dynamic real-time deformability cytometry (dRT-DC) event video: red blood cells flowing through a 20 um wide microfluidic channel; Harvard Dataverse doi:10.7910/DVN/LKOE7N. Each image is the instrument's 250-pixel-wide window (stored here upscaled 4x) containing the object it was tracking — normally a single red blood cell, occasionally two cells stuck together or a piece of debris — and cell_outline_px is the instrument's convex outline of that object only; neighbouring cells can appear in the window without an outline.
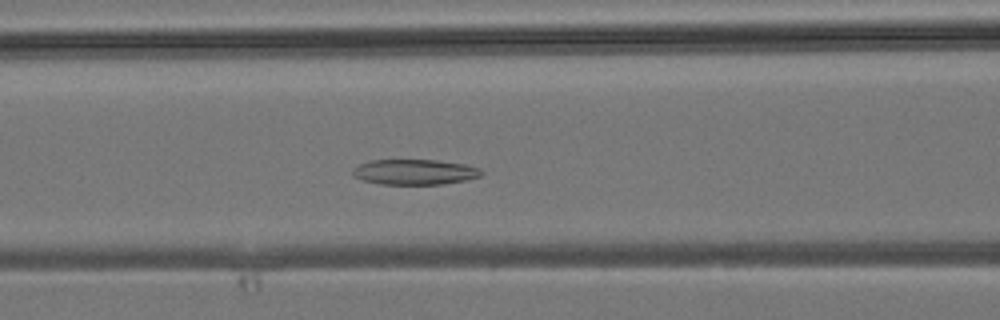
{"species": "common noctule bat (a hibernating species)", "species_latin": "Nyctalus noctula", "temperature_condition": "room temperature", "stored_images_in_passage": 39, "camera_frame_rate_fps": 3000, "um_per_image_px": 0.085, "animal": {"sex": "male", "body_mass_g": 19.2, "forearm_length_mm": 51.8}, "frame": {"image": 1, "passage_image": 15, "time_ms": 4.667, "image_size_px": [1000, 320], "cell_outline_px": [[484, 172], [480, 176], [468, 180], [444, 184], [380, 184], [364, 180], [352, 176], [352, 168], [368, 160], [436, 160], [464, 164], [480, 168]], "centroid_in_image_um": [35.25, 14.62], "position_along_channel_um": 131.4, "area_um2": 19.13}}
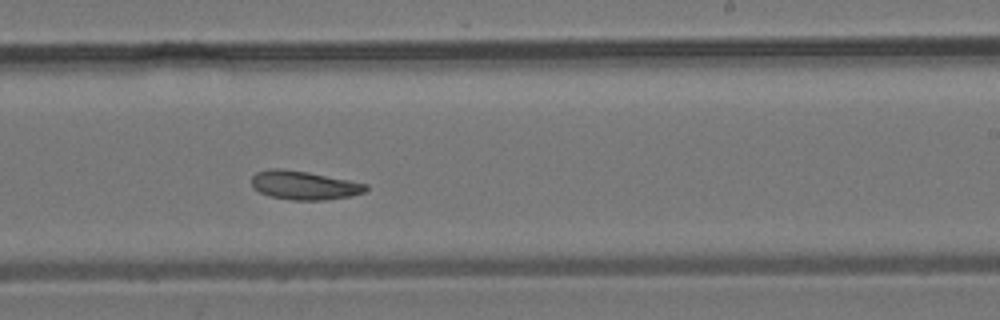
{"frame": {"image": 2, "passage_image": 23, "time_ms": 7.333, "image_size_px": [1000, 320], "cell_outline_px": [[368, 188], [364, 192], [352, 196], [324, 200], [292, 200], [272, 196], [260, 192], [252, 188], [252, 176], [256, 172], [268, 168], [280, 168], [308, 172], [368, 184]], "centroid_in_image_um": [25.84, 15.74], "position_along_channel_um": 263.2, "area_um2": 19.13}}
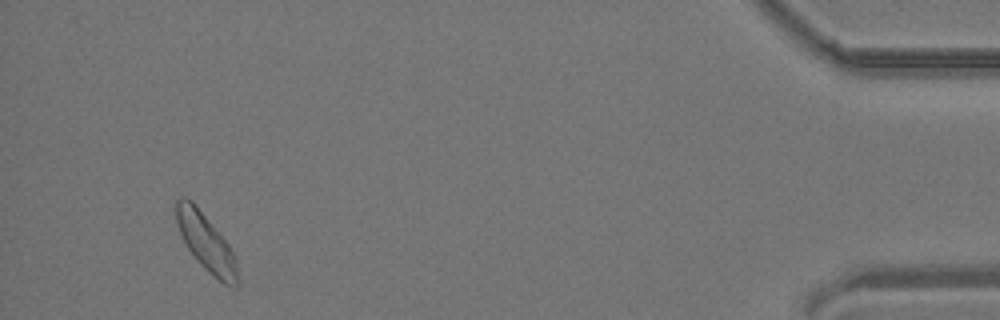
{"frame": {"image": 3, "passage_image": 37, "time_ms": 12.0, "image_size_px": [1000, 320], "cell_outline_px": [[240, 284], [224, 284], [208, 272], [196, 260], [188, 248], [176, 224], [172, 208], [176, 200], [180, 196], [184, 196], [192, 200], [196, 204], [228, 244], [236, 260], [240, 280]], "centroid_in_image_um": [17.46, 20.55], "position_along_channel_um": 417.7, "area_um2": 20.69}}